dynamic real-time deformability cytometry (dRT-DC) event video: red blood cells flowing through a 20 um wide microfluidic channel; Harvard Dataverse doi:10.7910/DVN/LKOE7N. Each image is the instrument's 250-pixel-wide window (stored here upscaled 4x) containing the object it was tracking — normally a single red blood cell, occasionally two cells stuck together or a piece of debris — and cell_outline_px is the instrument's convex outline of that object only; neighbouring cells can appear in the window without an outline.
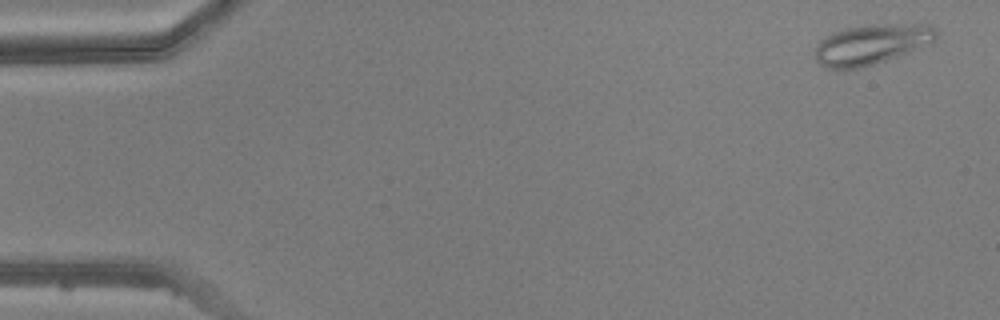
{"species": "common noctule bat (a hibernating species)", "species_latin": "Nyctalus noctula", "temperature_condition": "warm", "stored_images_in_passage": 9, "camera_frame_rate_fps": 3000, "um_per_image_px": 0.085, "animal": {"sex": "male", "body_mass_g": 20.5, "forearm_length_mm": 52.5}, "frame": {"image": 1, "passage_image": 2, "time_ms": 0.333, "image_size_px": [1000, 320], "cell_outline_px": [[936, 40], [932, 44], [860, 68], [844, 72], [828, 68], [820, 64], [816, 60], [816, 44], [820, 40], [832, 32], [848, 28], [872, 24], [932, 24], [936, 32]], "centroid_in_image_um": [74.06, 3.78], "position_along_channel_um": 10.9, "area_um2": 28.61}}